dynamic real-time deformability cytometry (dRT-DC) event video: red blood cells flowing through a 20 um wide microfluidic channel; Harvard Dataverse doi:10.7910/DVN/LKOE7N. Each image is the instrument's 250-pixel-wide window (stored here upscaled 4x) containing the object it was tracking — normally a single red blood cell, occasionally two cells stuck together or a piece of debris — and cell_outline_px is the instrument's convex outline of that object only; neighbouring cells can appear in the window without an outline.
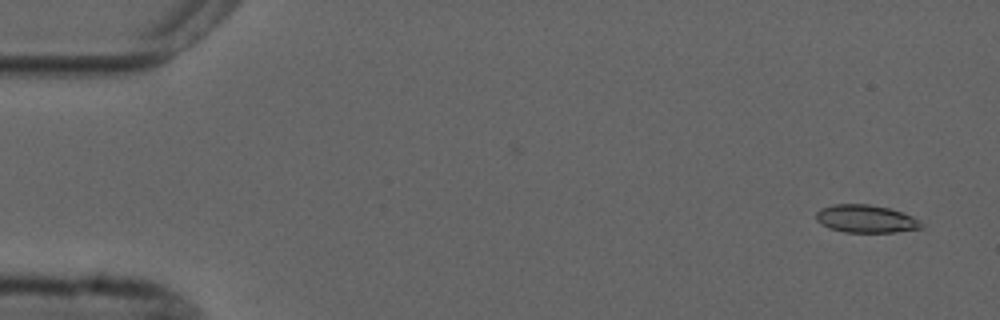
{"species": "common noctule bat (a hibernating species)", "species_latin": "Nyctalus noctula", "temperature_condition": "cold", "stored_images_in_passage": 4, "camera_frame_rate_fps": 3000, "um_per_image_px": 0.085, "animal": {"sex": "male", "forearm_length_mm": 52.5}, "frame": {"image": 1, "passage_image": 1, "time_ms": 0.0, "image_size_px": [1000, 320], "cell_outline_px": [[924, 224], [920, 228], [896, 232], [844, 232], [828, 228], [820, 224], [816, 220], [816, 212], [820, 208], [832, 204], [868, 204], [888, 208], [912, 216], [920, 220]], "centroid_in_image_um": [73.56, 18.6], "position_along_channel_um": 11.4, "area_um2": 17.11}}
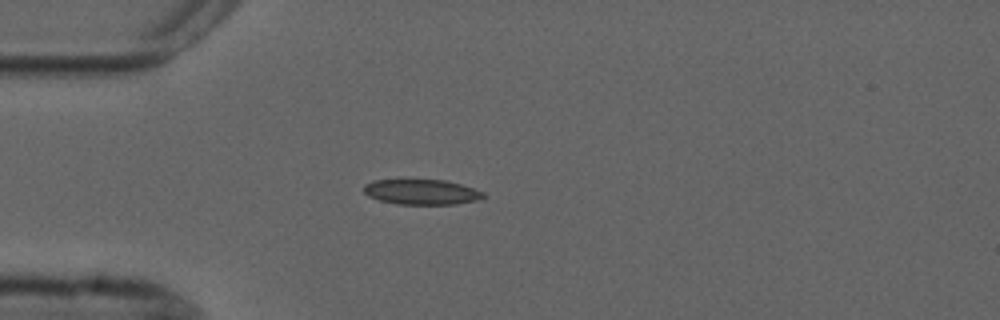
{"frame": {"image": 2, "passage_image": 3, "time_ms": 4.0, "image_size_px": [1000, 320], "cell_outline_px": [[488, 196], [484, 200], [456, 204], [396, 204], [380, 200], [368, 196], [364, 192], [364, 184], [372, 180], [404, 176], [444, 180], [460, 184], [484, 192]], "centroid_in_image_um": [35.82, 16.26], "position_along_channel_um": 49.2, "area_um2": 18.79}}